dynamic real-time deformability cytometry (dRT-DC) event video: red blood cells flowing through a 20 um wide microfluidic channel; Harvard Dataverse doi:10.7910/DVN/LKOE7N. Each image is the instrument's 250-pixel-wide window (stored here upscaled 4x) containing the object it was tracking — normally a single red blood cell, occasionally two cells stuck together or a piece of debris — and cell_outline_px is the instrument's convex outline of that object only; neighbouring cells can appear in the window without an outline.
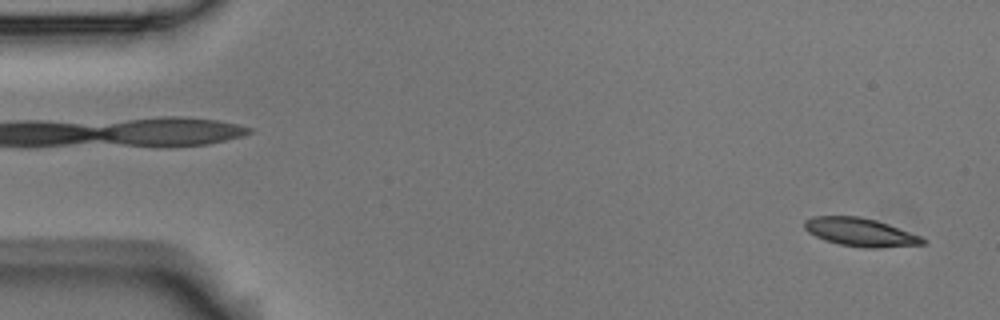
{"species": "Egyptian fruit bat (a non-hibernating species)", "species_latin": "Rousettus aegyptiacus", "temperature_condition": "room temperature", "stored_images_in_passage": 2, "camera_frame_rate_fps": 3000, "um_per_image_px": 0.085, "animal": {"sex": "male"}, "frame": {"image": 1, "passage_image": 2, "time_ms": 0.333, "image_size_px": [1000, 320], "cell_outline_px": [[928, 244], [876, 248], [864, 248], [840, 244], [824, 240], [808, 232], [804, 228], [804, 220], [812, 216], [860, 216], [876, 220], [888, 224], [920, 236], [928, 240]], "centroid_in_image_um": [73.14, 19.74], "position_along_channel_um": 11.9, "area_um2": 19.59}}